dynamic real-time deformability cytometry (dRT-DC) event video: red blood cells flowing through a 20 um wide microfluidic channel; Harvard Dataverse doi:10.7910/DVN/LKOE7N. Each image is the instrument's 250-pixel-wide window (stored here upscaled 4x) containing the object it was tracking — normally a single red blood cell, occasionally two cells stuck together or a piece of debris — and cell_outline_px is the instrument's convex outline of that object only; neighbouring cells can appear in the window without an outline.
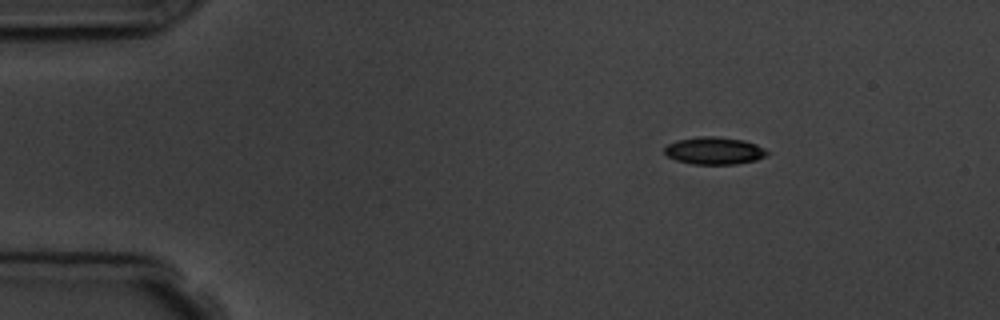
{"species": "common noctule bat (a hibernating species)", "species_latin": "Nyctalus noctula", "temperature_condition": "room temperature", "stored_images_in_passage": 5, "camera_frame_rate_fps": 3000, "um_per_image_px": 0.085, "animal": {"sex": "male", "body_mass_g": 19.5, "forearm_length_mm": 54.6}, "frame": {"image": 1, "passage_image": 1, "time_ms": 0.0, "image_size_px": [1000, 320], "cell_outline_px": [[772, 152], [768, 156], [756, 160], [736, 164], [692, 164], [676, 160], [668, 156], [664, 152], [664, 148], [668, 144], [676, 140], [700, 136], [716, 136], [744, 140], [756, 144]], "centroid_in_image_um": [60.76, 12.81], "position_along_channel_um": 24.2, "area_um2": 16.59}}
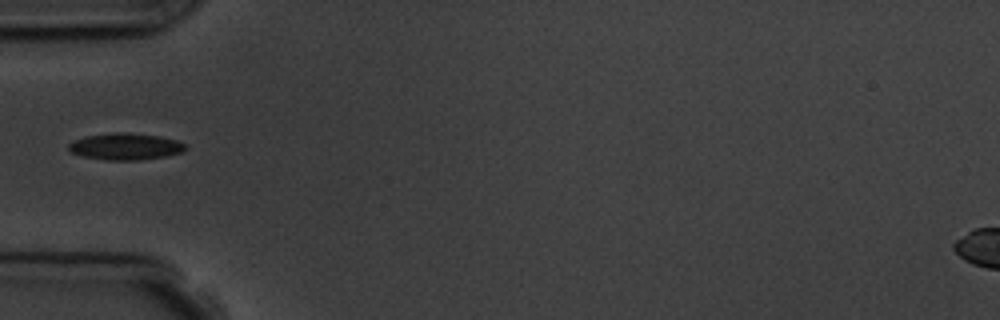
{"frame": {"image": 2, "passage_image": 4, "time_ms": 3.333, "image_size_px": [1000, 320], "cell_outline_px": [[188, 148], [180, 152], [164, 156], [140, 160], [104, 160], [84, 156], [68, 152], [68, 144], [84, 136], [112, 132], [128, 132], [160, 136], [176, 140], [188, 144]], "centroid_in_image_um": [10.66, 12.44], "position_along_channel_um": 74.3, "area_um2": 18.32}}